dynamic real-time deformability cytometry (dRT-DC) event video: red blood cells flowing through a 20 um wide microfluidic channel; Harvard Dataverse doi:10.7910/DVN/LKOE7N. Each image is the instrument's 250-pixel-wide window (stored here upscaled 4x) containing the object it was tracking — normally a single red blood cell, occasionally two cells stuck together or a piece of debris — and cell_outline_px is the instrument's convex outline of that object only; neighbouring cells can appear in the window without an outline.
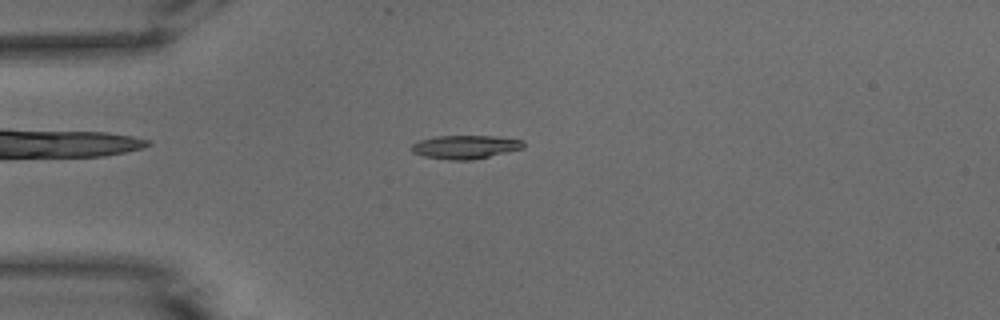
{"species": "common noctule bat (a hibernating species)", "species_latin": "Nyctalus noctula", "temperature_condition": "warm", "stored_images_in_passage": 52, "camera_frame_rate_fps": 3000, "um_per_image_px": 0.085, "animal": {"sex": "male", "body_mass_g": 15.6}, "frame": {"image": 1, "passage_image": 13, "time_ms": 4.0, "image_size_px": [1000, 320], "cell_outline_px": [[524, 148], [472, 160], [448, 160], [424, 156], [412, 152], [412, 144], [420, 140], [436, 136], [496, 136], [524, 140]], "centroid_in_image_um": [39.56, 12.49], "position_along_channel_um": 45.4, "area_um2": 15.32}}
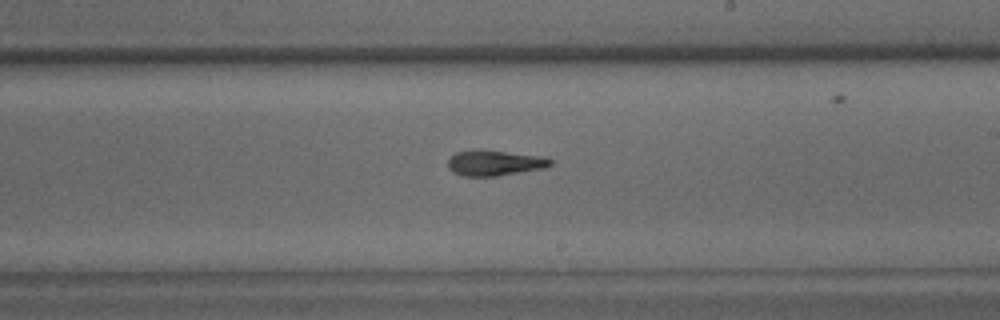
{"frame": {"image": 2, "passage_image": 30, "time_ms": 9.667, "image_size_px": [1000, 320], "cell_outline_px": [[552, 164], [544, 168], [496, 176], [464, 176], [452, 172], [448, 168], [448, 160], [456, 152], [476, 148], [480, 148], [544, 156], [552, 160]], "centroid_in_image_um": [42.02, 13.82], "position_along_channel_um": 247.0, "area_um2": 15.55}}
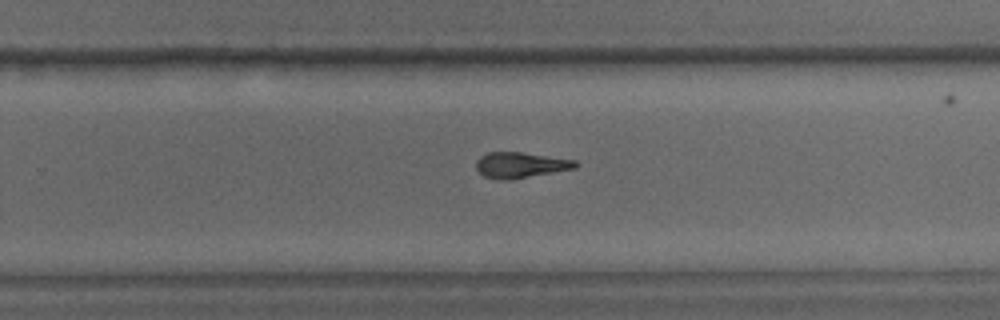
{"frame": {"image": 3, "passage_image": 33, "time_ms": 10.667, "image_size_px": [1000, 320], "cell_outline_px": [[580, 164], [576, 168], [508, 180], [500, 180], [484, 176], [476, 168], [476, 160], [480, 156], [488, 152], [520, 152], [576, 160]], "centroid_in_image_um": [44.24, 14.02], "position_along_channel_um": 285.6, "area_um2": 14.8}, "authors_computed_cell_mechanics": {"area_um2": 15.028, "velocity_mm_per_s": 3.8687, "shape_relaxation_time_tau1_ms": null, "shape_relaxation_time_tau2_ms": 5.1457, "deformation_change_tau1": null, "deformation_change_tau2": 0.1415}}